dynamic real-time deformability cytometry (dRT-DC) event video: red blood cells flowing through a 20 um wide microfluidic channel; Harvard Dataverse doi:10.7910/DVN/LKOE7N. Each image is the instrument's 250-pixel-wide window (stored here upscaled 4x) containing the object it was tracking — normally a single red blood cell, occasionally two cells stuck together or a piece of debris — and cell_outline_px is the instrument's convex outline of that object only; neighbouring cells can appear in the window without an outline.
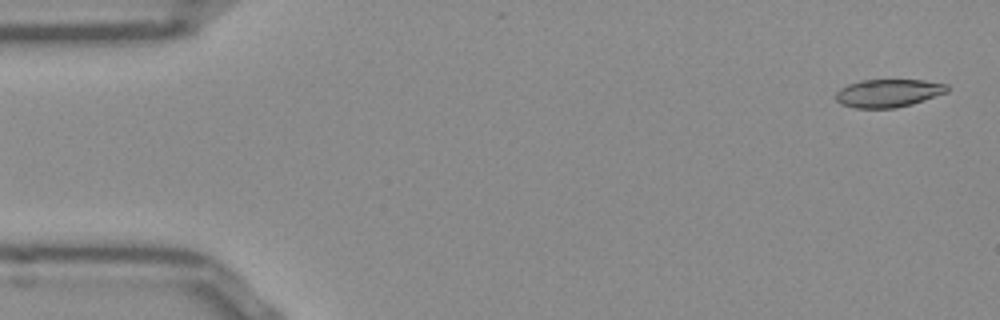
{"species": "Egyptian fruit bat (a non-hibernating species)", "species_latin": "Rousettus aegyptiacus", "temperature_condition": "room temperature", "stored_images_in_passage": 52, "camera_frame_rate_fps": 3000, "um_per_image_px": 0.085, "frame": {"image": 1, "passage_image": 2, "time_ms": 0.333, "image_size_px": [1000, 320], "cell_outline_px": [[948, 92], [912, 104], [896, 108], [856, 108], [840, 104], [836, 100], [836, 92], [840, 88], [848, 84], [860, 80], [924, 80], [948, 84]], "centroid_in_image_um": [75.5, 7.91], "position_along_channel_um": 9.5, "area_um2": 18.26}}
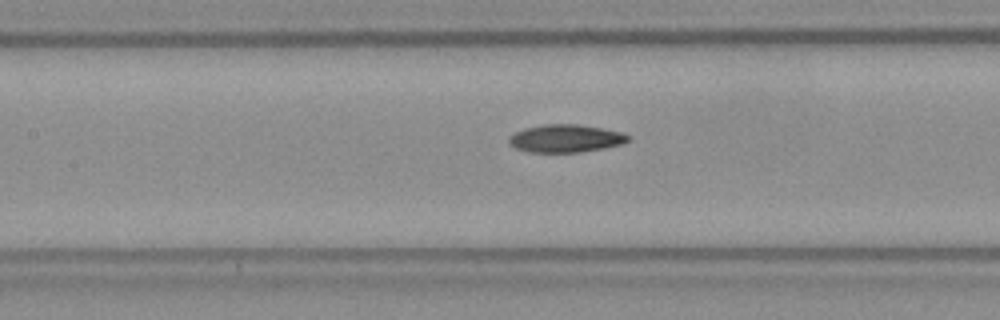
{"frame": {"image": 2, "passage_image": 23, "time_ms": 7.333, "image_size_px": [1000, 320], "cell_outline_px": [[628, 140], [624, 144], [604, 148], [580, 152], [528, 152], [516, 148], [508, 144], [508, 136], [524, 128], [544, 124], [576, 124], [600, 128], [620, 132], [628, 136]], "centroid_in_image_um": [48.03, 11.77], "position_along_channel_um": 159.4, "area_um2": 19.25}}
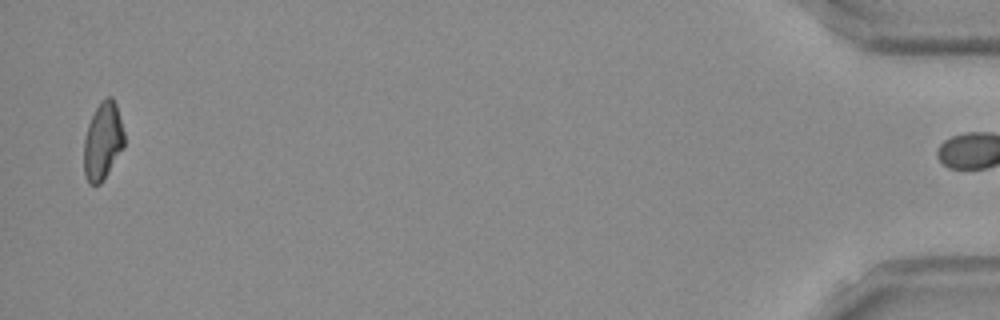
{"frame": {"image": 3, "passage_image": 51, "time_ms": 16.667, "image_size_px": [1000, 320], "cell_outline_px": [[124, 148], [100, 184], [88, 184], [84, 172], [84, 140], [88, 124], [100, 100], [108, 96], [112, 96], [116, 104], [124, 132]], "centroid_in_image_um": [8.74, 11.98], "position_along_channel_um": 426.5, "area_um2": 18.21}, "authors_computed_cell_mechanics": {"area_um2": 18.9584, "velocity_mm_per_s": 3.8846, "shape_relaxation_time_tau1_ms": 9.5548, "shape_relaxation_time_tau2_ms": 9.9144, "deformation_change_tau1": 0.2221, "deformation_change_tau2": 0.1842}}